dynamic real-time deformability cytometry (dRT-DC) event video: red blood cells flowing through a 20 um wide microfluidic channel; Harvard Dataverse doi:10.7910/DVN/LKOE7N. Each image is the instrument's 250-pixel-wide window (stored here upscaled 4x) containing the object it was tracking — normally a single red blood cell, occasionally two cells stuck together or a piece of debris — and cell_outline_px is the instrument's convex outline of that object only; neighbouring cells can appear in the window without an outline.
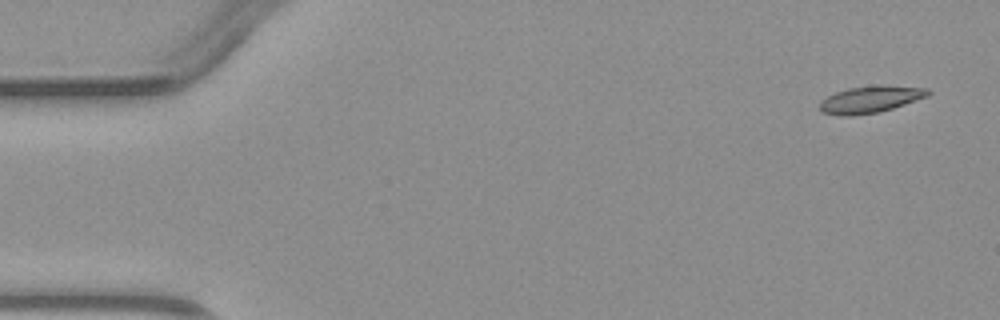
{"species": "common noctule bat (a hibernating species)", "species_latin": "Nyctalus noctula", "temperature_condition": "warm", "stored_images_in_passage": 4, "camera_frame_rate_fps": 3000, "um_per_image_px": 0.085, "animal": {"sex": "male", "body_mass_g": 23.1, "forearm_length_mm": 52.7}, "frame": {"image": 1, "passage_image": 1, "time_ms": 0.0, "image_size_px": [1000, 320], "cell_outline_px": [[932, 92], [928, 96], [880, 112], [852, 116], [840, 116], [820, 112], [820, 100], [836, 92], [848, 88], [880, 84], [928, 88]], "centroid_in_image_um": [73.98, 8.44], "position_along_channel_um": 11.0, "area_um2": 17.17}}
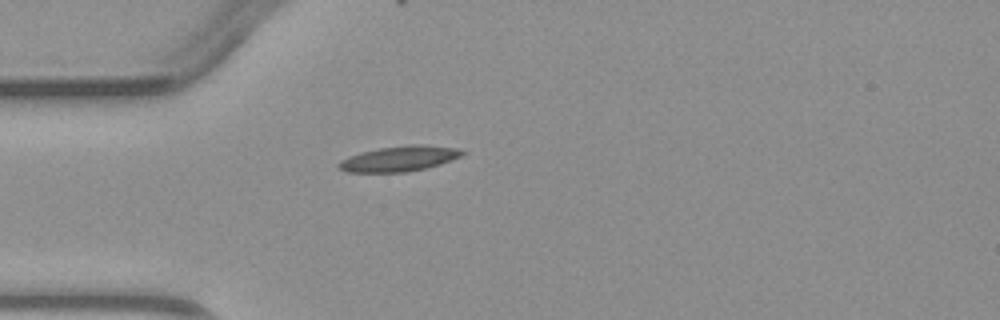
{"frame": {"image": 2, "passage_image": 4, "time_ms": 3.667, "image_size_px": [1000, 320], "cell_outline_px": [[468, 152], [460, 156], [440, 164], [424, 168], [404, 172], [348, 172], [340, 168], [336, 164], [340, 160], [348, 156], [360, 152], [380, 148], [408, 144], [424, 144], [460, 148]], "centroid_in_image_um": [33.95, 13.47], "position_along_channel_um": 51.0, "area_um2": 18.32}}